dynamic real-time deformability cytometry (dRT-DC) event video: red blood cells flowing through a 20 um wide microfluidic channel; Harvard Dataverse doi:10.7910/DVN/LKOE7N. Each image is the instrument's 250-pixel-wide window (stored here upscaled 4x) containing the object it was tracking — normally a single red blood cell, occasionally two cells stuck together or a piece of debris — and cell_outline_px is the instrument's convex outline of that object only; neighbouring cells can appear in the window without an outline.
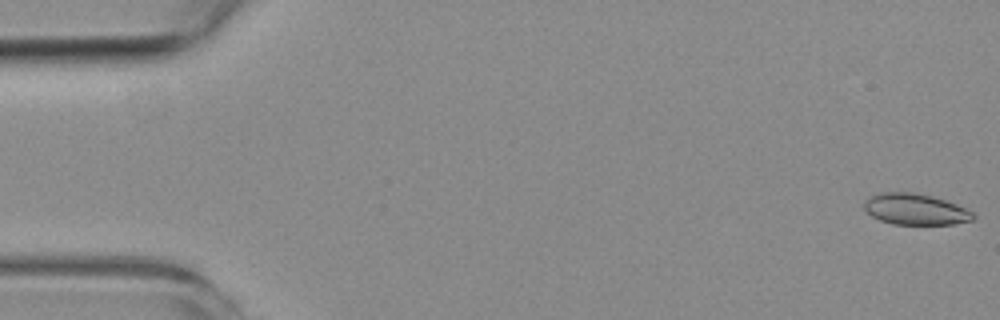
{"species": "common noctule bat (a hibernating species)", "species_latin": "Nyctalus noctula", "temperature_condition": "room temperature", "stored_images_in_passage": 6, "camera_frame_rate_fps": 3000, "um_per_image_px": 0.085, "animal": {"sex": "female", "body_mass_g": 19.3, "forearm_length_mm": 54.1}, "frame": {"image": 1, "passage_image": 1, "time_ms": 0.0, "image_size_px": [1000, 320], "cell_outline_px": [[976, 216], [972, 220], [956, 224], [892, 224], [880, 220], [872, 216], [864, 208], [864, 200], [880, 192], [912, 192], [932, 196], [956, 204], [972, 212]], "centroid_in_image_um": [77.8, 17.79], "position_along_channel_um": 7.2, "area_um2": 19.65}}
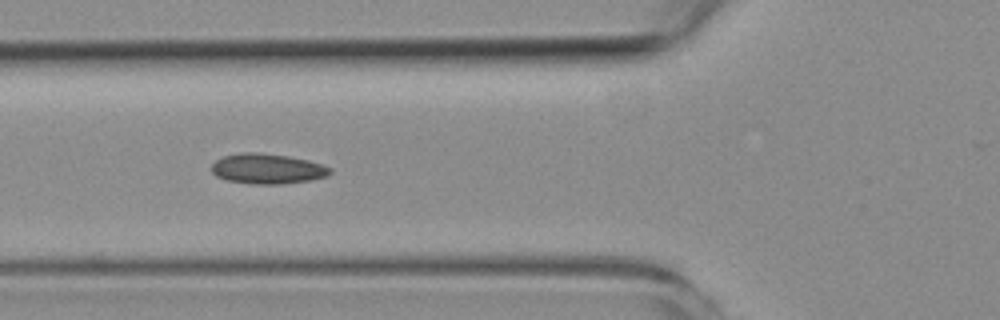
{"frame": {"image": 2, "passage_image": 6, "time_ms": 6.333, "image_size_px": [1000, 320], "cell_outline_px": [[332, 172], [328, 176], [312, 180], [280, 184], [248, 184], [228, 180], [216, 176], [212, 172], [212, 164], [216, 160], [224, 156], [244, 152], [256, 152], [288, 156], [308, 160], [324, 164], [332, 168]], "centroid_in_image_um": [22.77, 14.35], "position_along_channel_um": 103.0, "area_um2": 20.98}}